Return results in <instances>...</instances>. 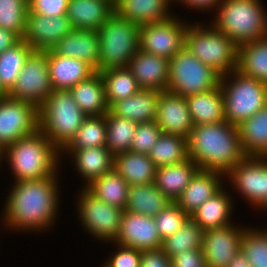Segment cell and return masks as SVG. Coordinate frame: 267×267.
<instances>
[{
	"label": "cell",
	"instance_id": "6da1fadb",
	"mask_svg": "<svg viewBox=\"0 0 267 267\" xmlns=\"http://www.w3.org/2000/svg\"><path fill=\"white\" fill-rule=\"evenodd\" d=\"M57 177L58 171L43 179L12 183L3 205V227L20 232L50 230L48 228L56 222L61 201Z\"/></svg>",
	"mask_w": 267,
	"mask_h": 267
},
{
	"label": "cell",
	"instance_id": "7a4b0ae2",
	"mask_svg": "<svg viewBox=\"0 0 267 267\" xmlns=\"http://www.w3.org/2000/svg\"><path fill=\"white\" fill-rule=\"evenodd\" d=\"M187 146L189 158L199 169L225 176L246 157L238 126L227 121L194 126L187 138Z\"/></svg>",
	"mask_w": 267,
	"mask_h": 267
},
{
	"label": "cell",
	"instance_id": "3957f363",
	"mask_svg": "<svg viewBox=\"0 0 267 267\" xmlns=\"http://www.w3.org/2000/svg\"><path fill=\"white\" fill-rule=\"evenodd\" d=\"M60 154L38 129L34 134L19 139L3 150L2 161L7 160L14 182L39 180L54 175L60 169Z\"/></svg>",
	"mask_w": 267,
	"mask_h": 267
},
{
	"label": "cell",
	"instance_id": "277c9868",
	"mask_svg": "<svg viewBox=\"0 0 267 267\" xmlns=\"http://www.w3.org/2000/svg\"><path fill=\"white\" fill-rule=\"evenodd\" d=\"M261 0H221L212 25L238 47L267 38V11Z\"/></svg>",
	"mask_w": 267,
	"mask_h": 267
},
{
	"label": "cell",
	"instance_id": "5b68a950",
	"mask_svg": "<svg viewBox=\"0 0 267 267\" xmlns=\"http://www.w3.org/2000/svg\"><path fill=\"white\" fill-rule=\"evenodd\" d=\"M39 130L61 151L81 127L85 113L69 90H52L38 108Z\"/></svg>",
	"mask_w": 267,
	"mask_h": 267
},
{
	"label": "cell",
	"instance_id": "8992f818",
	"mask_svg": "<svg viewBox=\"0 0 267 267\" xmlns=\"http://www.w3.org/2000/svg\"><path fill=\"white\" fill-rule=\"evenodd\" d=\"M196 21L185 32L184 46L201 62L210 66L220 76L237 69L238 46L212 24Z\"/></svg>",
	"mask_w": 267,
	"mask_h": 267
},
{
	"label": "cell",
	"instance_id": "52a82bcc",
	"mask_svg": "<svg viewBox=\"0 0 267 267\" xmlns=\"http://www.w3.org/2000/svg\"><path fill=\"white\" fill-rule=\"evenodd\" d=\"M100 58L96 72L128 67L140 49V25L122 18L115 11L98 30Z\"/></svg>",
	"mask_w": 267,
	"mask_h": 267
},
{
	"label": "cell",
	"instance_id": "ba28073f",
	"mask_svg": "<svg viewBox=\"0 0 267 267\" xmlns=\"http://www.w3.org/2000/svg\"><path fill=\"white\" fill-rule=\"evenodd\" d=\"M231 76V77H230ZM225 121L239 126L267 105V84L237 69L220 77Z\"/></svg>",
	"mask_w": 267,
	"mask_h": 267
},
{
	"label": "cell",
	"instance_id": "9c48e42d",
	"mask_svg": "<svg viewBox=\"0 0 267 267\" xmlns=\"http://www.w3.org/2000/svg\"><path fill=\"white\" fill-rule=\"evenodd\" d=\"M220 77L183 46L169 60L167 91L182 97L208 92L219 85Z\"/></svg>",
	"mask_w": 267,
	"mask_h": 267
},
{
	"label": "cell",
	"instance_id": "30bf717a",
	"mask_svg": "<svg viewBox=\"0 0 267 267\" xmlns=\"http://www.w3.org/2000/svg\"><path fill=\"white\" fill-rule=\"evenodd\" d=\"M77 199V213L88 234L102 243H112L118 236L123 209L111 206L81 187Z\"/></svg>",
	"mask_w": 267,
	"mask_h": 267
},
{
	"label": "cell",
	"instance_id": "8fae6325",
	"mask_svg": "<svg viewBox=\"0 0 267 267\" xmlns=\"http://www.w3.org/2000/svg\"><path fill=\"white\" fill-rule=\"evenodd\" d=\"M47 52L33 51L7 93L11 98L27 101L39 108L52 92Z\"/></svg>",
	"mask_w": 267,
	"mask_h": 267
},
{
	"label": "cell",
	"instance_id": "7c38bea8",
	"mask_svg": "<svg viewBox=\"0 0 267 267\" xmlns=\"http://www.w3.org/2000/svg\"><path fill=\"white\" fill-rule=\"evenodd\" d=\"M39 129L38 108L8 95L0 99V151Z\"/></svg>",
	"mask_w": 267,
	"mask_h": 267
},
{
	"label": "cell",
	"instance_id": "4fadbf2b",
	"mask_svg": "<svg viewBox=\"0 0 267 267\" xmlns=\"http://www.w3.org/2000/svg\"><path fill=\"white\" fill-rule=\"evenodd\" d=\"M225 177L252 208L267 202V156H246Z\"/></svg>",
	"mask_w": 267,
	"mask_h": 267
},
{
	"label": "cell",
	"instance_id": "5bb4252c",
	"mask_svg": "<svg viewBox=\"0 0 267 267\" xmlns=\"http://www.w3.org/2000/svg\"><path fill=\"white\" fill-rule=\"evenodd\" d=\"M189 23L175 15L165 21L140 26V49L170 60L185 44Z\"/></svg>",
	"mask_w": 267,
	"mask_h": 267
},
{
	"label": "cell",
	"instance_id": "9a60e30c",
	"mask_svg": "<svg viewBox=\"0 0 267 267\" xmlns=\"http://www.w3.org/2000/svg\"><path fill=\"white\" fill-rule=\"evenodd\" d=\"M238 226L232 223L204 231L202 250L207 267H227L241 250L242 234L247 227Z\"/></svg>",
	"mask_w": 267,
	"mask_h": 267
},
{
	"label": "cell",
	"instance_id": "2e32d148",
	"mask_svg": "<svg viewBox=\"0 0 267 267\" xmlns=\"http://www.w3.org/2000/svg\"><path fill=\"white\" fill-rule=\"evenodd\" d=\"M139 251L161 248L162 239L158 233L154 217L124 210L118 236L113 244Z\"/></svg>",
	"mask_w": 267,
	"mask_h": 267
},
{
	"label": "cell",
	"instance_id": "e0dca14e",
	"mask_svg": "<svg viewBox=\"0 0 267 267\" xmlns=\"http://www.w3.org/2000/svg\"><path fill=\"white\" fill-rule=\"evenodd\" d=\"M73 30L66 15L47 17L28 14L23 40L33 51L51 50L64 36Z\"/></svg>",
	"mask_w": 267,
	"mask_h": 267
},
{
	"label": "cell",
	"instance_id": "ac0fdd59",
	"mask_svg": "<svg viewBox=\"0 0 267 267\" xmlns=\"http://www.w3.org/2000/svg\"><path fill=\"white\" fill-rule=\"evenodd\" d=\"M155 122L163 133L186 139L194 127L186 98L169 91L160 92Z\"/></svg>",
	"mask_w": 267,
	"mask_h": 267
},
{
	"label": "cell",
	"instance_id": "d6986e66",
	"mask_svg": "<svg viewBox=\"0 0 267 267\" xmlns=\"http://www.w3.org/2000/svg\"><path fill=\"white\" fill-rule=\"evenodd\" d=\"M128 68L140 88L167 91L169 60L141 49L130 60Z\"/></svg>",
	"mask_w": 267,
	"mask_h": 267
},
{
	"label": "cell",
	"instance_id": "ffe728a7",
	"mask_svg": "<svg viewBox=\"0 0 267 267\" xmlns=\"http://www.w3.org/2000/svg\"><path fill=\"white\" fill-rule=\"evenodd\" d=\"M51 87L53 90H70L88 79L96 71L86 62L47 50Z\"/></svg>",
	"mask_w": 267,
	"mask_h": 267
},
{
	"label": "cell",
	"instance_id": "44dd1931",
	"mask_svg": "<svg viewBox=\"0 0 267 267\" xmlns=\"http://www.w3.org/2000/svg\"><path fill=\"white\" fill-rule=\"evenodd\" d=\"M223 177L224 174L216 171L199 169L175 203L190 216L224 187Z\"/></svg>",
	"mask_w": 267,
	"mask_h": 267
},
{
	"label": "cell",
	"instance_id": "7402d4cb",
	"mask_svg": "<svg viewBox=\"0 0 267 267\" xmlns=\"http://www.w3.org/2000/svg\"><path fill=\"white\" fill-rule=\"evenodd\" d=\"M52 50L59 55L80 59L95 71L99 68L100 47L98 31L73 29Z\"/></svg>",
	"mask_w": 267,
	"mask_h": 267
},
{
	"label": "cell",
	"instance_id": "603a6c76",
	"mask_svg": "<svg viewBox=\"0 0 267 267\" xmlns=\"http://www.w3.org/2000/svg\"><path fill=\"white\" fill-rule=\"evenodd\" d=\"M60 153H62L60 154L62 158L65 154L72 158L79 176L85 179L83 184H86L82 186L83 188L113 169L114 156L106 146L80 150H61Z\"/></svg>",
	"mask_w": 267,
	"mask_h": 267
},
{
	"label": "cell",
	"instance_id": "cb8c5ba5",
	"mask_svg": "<svg viewBox=\"0 0 267 267\" xmlns=\"http://www.w3.org/2000/svg\"><path fill=\"white\" fill-rule=\"evenodd\" d=\"M170 6H173L172 0H117L114 11L141 26L171 18L174 14L169 11Z\"/></svg>",
	"mask_w": 267,
	"mask_h": 267
},
{
	"label": "cell",
	"instance_id": "d4e9b609",
	"mask_svg": "<svg viewBox=\"0 0 267 267\" xmlns=\"http://www.w3.org/2000/svg\"><path fill=\"white\" fill-rule=\"evenodd\" d=\"M160 92L141 88L136 94L113 103L109 110L114 115L137 123L155 121Z\"/></svg>",
	"mask_w": 267,
	"mask_h": 267
},
{
	"label": "cell",
	"instance_id": "484cf974",
	"mask_svg": "<svg viewBox=\"0 0 267 267\" xmlns=\"http://www.w3.org/2000/svg\"><path fill=\"white\" fill-rule=\"evenodd\" d=\"M113 12L107 0H69L66 16L73 29L98 31Z\"/></svg>",
	"mask_w": 267,
	"mask_h": 267
},
{
	"label": "cell",
	"instance_id": "4316f807",
	"mask_svg": "<svg viewBox=\"0 0 267 267\" xmlns=\"http://www.w3.org/2000/svg\"><path fill=\"white\" fill-rule=\"evenodd\" d=\"M225 190L223 187L190 215L203 231L232 224L230 219L234 204L232 199L234 198Z\"/></svg>",
	"mask_w": 267,
	"mask_h": 267
},
{
	"label": "cell",
	"instance_id": "83f0119b",
	"mask_svg": "<svg viewBox=\"0 0 267 267\" xmlns=\"http://www.w3.org/2000/svg\"><path fill=\"white\" fill-rule=\"evenodd\" d=\"M69 91L86 116H101L109 112L100 72H95L88 79L77 83Z\"/></svg>",
	"mask_w": 267,
	"mask_h": 267
},
{
	"label": "cell",
	"instance_id": "f1b7e54d",
	"mask_svg": "<svg viewBox=\"0 0 267 267\" xmlns=\"http://www.w3.org/2000/svg\"><path fill=\"white\" fill-rule=\"evenodd\" d=\"M185 98L194 126L225 121L224 97L220 85L208 92Z\"/></svg>",
	"mask_w": 267,
	"mask_h": 267
},
{
	"label": "cell",
	"instance_id": "f546056e",
	"mask_svg": "<svg viewBox=\"0 0 267 267\" xmlns=\"http://www.w3.org/2000/svg\"><path fill=\"white\" fill-rule=\"evenodd\" d=\"M198 170V165L190 158L181 163L157 167L154 184L172 202H176Z\"/></svg>",
	"mask_w": 267,
	"mask_h": 267
},
{
	"label": "cell",
	"instance_id": "4dcf8cb0",
	"mask_svg": "<svg viewBox=\"0 0 267 267\" xmlns=\"http://www.w3.org/2000/svg\"><path fill=\"white\" fill-rule=\"evenodd\" d=\"M113 168L129 186L154 183L157 169L148 154L131 150L114 156Z\"/></svg>",
	"mask_w": 267,
	"mask_h": 267
},
{
	"label": "cell",
	"instance_id": "1f68e13d",
	"mask_svg": "<svg viewBox=\"0 0 267 267\" xmlns=\"http://www.w3.org/2000/svg\"><path fill=\"white\" fill-rule=\"evenodd\" d=\"M172 201L154 184L129 186L126 211L154 217Z\"/></svg>",
	"mask_w": 267,
	"mask_h": 267
},
{
	"label": "cell",
	"instance_id": "d6a6232c",
	"mask_svg": "<svg viewBox=\"0 0 267 267\" xmlns=\"http://www.w3.org/2000/svg\"><path fill=\"white\" fill-rule=\"evenodd\" d=\"M246 156H267V105L238 126Z\"/></svg>",
	"mask_w": 267,
	"mask_h": 267
},
{
	"label": "cell",
	"instance_id": "836d02e7",
	"mask_svg": "<svg viewBox=\"0 0 267 267\" xmlns=\"http://www.w3.org/2000/svg\"><path fill=\"white\" fill-rule=\"evenodd\" d=\"M237 70L267 84V38L238 47Z\"/></svg>",
	"mask_w": 267,
	"mask_h": 267
},
{
	"label": "cell",
	"instance_id": "e575fe53",
	"mask_svg": "<svg viewBox=\"0 0 267 267\" xmlns=\"http://www.w3.org/2000/svg\"><path fill=\"white\" fill-rule=\"evenodd\" d=\"M86 189L99 200L126 209L129 184L114 168L94 180Z\"/></svg>",
	"mask_w": 267,
	"mask_h": 267
},
{
	"label": "cell",
	"instance_id": "d590c367",
	"mask_svg": "<svg viewBox=\"0 0 267 267\" xmlns=\"http://www.w3.org/2000/svg\"><path fill=\"white\" fill-rule=\"evenodd\" d=\"M148 155L156 167L181 163L189 158L187 139L162 132Z\"/></svg>",
	"mask_w": 267,
	"mask_h": 267
},
{
	"label": "cell",
	"instance_id": "8d00e7d4",
	"mask_svg": "<svg viewBox=\"0 0 267 267\" xmlns=\"http://www.w3.org/2000/svg\"><path fill=\"white\" fill-rule=\"evenodd\" d=\"M105 86L108 106L118 100L126 99L136 94L141 88L128 67L108 69L100 72Z\"/></svg>",
	"mask_w": 267,
	"mask_h": 267
},
{
	"label": "cell",
	"instance_id": "74e56055",
	"mask_svg": "<svg viewBox=\"0 0 267 267\" xmlns=\"http://www.w3.org/2000/svg\"><path fill=\"white\" fill-rule=\"evenodd\" d=\"M32 52L33 49L20 39L0 54V83L7 92L15 85L26 59Z\"/></svg>",
	"mask_w": 267,
	"mask_h": 267
},
{
	"label": "cell",
	"instance_id": "f35d334b",
	"mask_svg": "<svg viewBox=\"0 0 267 267\" xmlns=\"http://www.w3.org/2000/svg\"><path fill=\"white\" fill-rule=\"evenodd\" d=\"M137 122L114 115L110 110L106 114V148L116 156L130 150Z\"/></svg>",
	"mask_w": 267,
	"mask_h": 267
},
{
	"label": "cell",
	"instance_id": "ab89813d",
	"mask_svg": "<svg viewBox=\"0 0 267 267\" xmlns=\"http://www.w3.org/2000/svg\"><path fill=\"white\" fill-rule=\"evenodd\" d=\"M106 115L87 116L75 136L62 150H80L106 146Z\"/></svg>",
	"mask_w": 267,
	"mask_h": 267
},
{
	"label": "cell",
	"instance_id": "60d3db41",
	"mask_svg": "<svg viewBox=\"0 0 267 267\" xmlns=\"http://www.w3.org/2000/svg\"><path fill=\"white\" fill-rule=\"evenodd\" d=\"M203 229L189 216L172 236L162 240L161 249L171 258L186 250L202 248Z\"/></svg>",
	"mask_w": 267,
	"mask_h": 267
},
{
	"label": "cell",
	"instance_id": "b9f144b4",
	"mask_svg": "<svg viewBox=\"0 0 267 267\" xmlns=\"http://www.w3.org/2000/svg\"><path fill=\"white\" fill-rule=\"evenodd\" d=\"M241 251L251 267H267V229L247 227L242 234Z\"/></svg>",
	"mask_w": 267,
	"mask_h": 267
},
{
	"label": "cell",
	"instance_id": "7bdbcfd3",
	"mask_svg": "<svg viewBox=\"0 0 267 267\" xmlns=\"http://www.w3.org/2000/svg\"><path fill=\"white\" fill-rule=\"evenodd\" d=\"M29 12L28 0H0V28L23 38Z\"/></svg>",
	"mask_w": 267,
	"mask_h": 267
},
{
	"label": "cell",
	"instance_id": "ee69618b",
	"mask_svg": "<svg viewBox=\"0 0 267 267\" xmlns=\"http://www.w3.org/2000/svg\"><path fill=\"white\" fill-rule=\"evenodd\" d=\"M189 215L175 202L154 216L158 233L162 240L179 231Z\"/></svg>",
	"mask_w": 267,
	"mask_h": 267
},
{
	"label": "cell",
	"instance_id": "f6af8a7d",
	"mask_svg": "<svg viewBox=\"0 0 267 267\" xmlns=\"http://www.w3.org/2000/svg\"><path fill=\"white\" fill-rule=\"evenodd\" d=\"M161 134V128L155 121L138 123L130 150L140 154H149Z\"/></svg>",
	"mask_w": 267,
	"mask_h": 267
},
{
	"label": "cell",
	"instance_id": "bcb514c9",
	"mask_svg": "<svg viewBox=\"0 0 267 267\" xmlns=\"http://www.w3.org/2000/svg\"><path fill=\"white\" fill-rule=\"evenodd\" d=\"M69 0H28V14H37L47 17L66 15Z\"/></svg>",
	"mask_w": 267,
	"mask_h": 267
},
{
	"label": "cell",
	"instance_id": "7dc6e473",
	"mask_svg": "<svg viewBox=\"0 0 267 267\" xmlns=\"http://www.w3.org/2000/svg\"><path fill=\"white\" fill-rule=\"evenodd\" d=\"M117 250L111 254L102 267H140L141 251L115 244Z\"/></svg>",
	"mask_w": 267,
	"mask_h": 267
},
{
	"label": "cell",
	"instance_id": "c3c4849f",
	"mask_svg": "<svg viewBox=\"0 0 267 267\" xmlns=\"http://www.w3.org/2000/svg\"><path fill=\"white\" fill-rule=\"evenodd\" d=\"M172 267H207L202 248L186 250L171 257Z\"/></svg>",
	"mask_w": 267,
	"mask_h": 267
},
{
	"label": "cell",
	"instance_id": "681fc988",
	"mask_svg": "<svg viewBox=\"0 0 267 267\" xmlns=\"http://www.w3.org/2000/svg\"><path fill=\"white\" fill-rule=\"evenodd\" d=\"M140 267H172L171 258L161 248L141 251Z\"/></svg>",
	"mask_w": 267,
	"mask_h": 267
},
{
	"label": "cell",
	"instance_id": "f907efd6",
	"mask_svg": "<svg viewBox=\"0 0 267 267\" xmlns=\"http://www.w3.org/2000/svg\"><path fill=\"white\" fill-rule=\"evenodd\" d=\"M174 1H178L180 5L187 6L189 9L194 10H201V11H216L218 5L220 4L221 0H172L173 3H176Z\"/></svg>",
	"mask_w": 267,
	"mask_h": 267
},
{
	"label": "cell",
	"instance_id": "816d5d0a",
	"mask_svg": "<svg viewBox=\"0 0 267 267\" xmlns=\"http://www.w3.org/2000/svg\"><path fill=\"white\" fill-rule=\"evenodd\" d=\"M20 38L13 32L0 28V54L16 44Z\"/></svg>",
	"mask_w": 267,
	"mask_h": 267
},
{
	"label": "cell",
	"instance_id": "f5cc1de1",
	"mask_svg": "<svg viewBox=\"0 0 267 267\" xmlns=\"http://www.w3.org/2000/svg\"><path fill=\"white\" fill-rule=\"evenodd\" d=\"M227 267H251L245 255L240 250L234 258L230 261Z\"/></svg>",
	"mask_w": 267,
	"mask_h": 267
},
{
	"label": "cell",
	"instance_id": "db71d44e",
	"mask_svg": "<svg viewBox=\"0 0 267 267\" xmlns=\"http://www.w3.org/2000/svg\"><path fill=\"white\" fill-rule=\"evenodd\" d=\"M7 91L1 86V83H0V99L7 96Z\"/></svg>",
	"mask_w": 267,
	"mask_h": 267
},
{
	"label": "cell",
	"instance_id": "11a10c76",
	"mask_svg": "<svg viewBox=\"0 0 267 267\" xmlns=\"http://www.w3.org/2000/svg\"><path fill=\"white\" fill-rule=\"evenodd\" d=\"M107 1H109L113 6H115V4L117 2V0H107Z\"/></svg>",
	"mask_w": 267,
	"mask_h": 267
},
{
	"label": "cell",
	"instance_id": "9f6ffc18",
	"mask_svg": "<svg viewBox=\"0 0 267 267\" xmlns=\"http://www.w3.org/2000/svg\"><path fill=\"white\" fill-rule=\"evenodd\" d=\"M263 211L264 209H266L265 211H267V202L265 203V205L261 208Z\"/></svg>",
	"mask_w": 267,
	"mask_h": 267
},
{
	"label": "cell",
	"instance_id": "6f0895ef",
	"mask_svg": "<svg viewBox=\"0 0 267 267\" xmlns=\"http://www.w3.org/2000/svg\"><path fill=\"white\" fill-rule=\"evenodd\" d=\"M2 161V152L0 151V163Z\"/></svg>",
	"mask_w": 267,
	"mask_h": 267
}]
</instances>
